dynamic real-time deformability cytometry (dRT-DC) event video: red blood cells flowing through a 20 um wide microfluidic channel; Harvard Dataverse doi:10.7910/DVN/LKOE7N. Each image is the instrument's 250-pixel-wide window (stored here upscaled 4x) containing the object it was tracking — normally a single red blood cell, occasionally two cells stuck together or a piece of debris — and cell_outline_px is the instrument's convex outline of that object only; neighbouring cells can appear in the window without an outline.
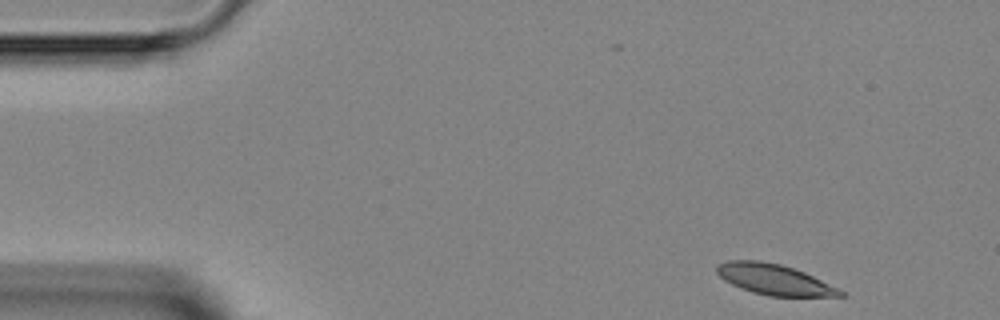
{"species": "Egyptian fruit bat (a non-hibernating species)", "species_latin": "Rousettus aegyptiacus", "temperature_condition": "room temperature", "stored_images_in_passage": 3, "camera_frame_rate_fps": 3000, "um_per_image_px": 0.085, "animal": {"sex": "female"}, "frame": {"image": 1, "passage_image": 1, "time_ms": 0.0, "image_size_px": [1000, 320], "cell_outline_px": [[848, 296], [768, 296], [752, 292], [740, 288], [724, 280], [716, 272], [716, 264], [728, 260], [760, 260], [780, 264], [804, 272], [840, 288]], "centroid_in_image_um": [65.81, 23.75], "position_along_channel_um": 19.2, "area_um2": 22.14}}